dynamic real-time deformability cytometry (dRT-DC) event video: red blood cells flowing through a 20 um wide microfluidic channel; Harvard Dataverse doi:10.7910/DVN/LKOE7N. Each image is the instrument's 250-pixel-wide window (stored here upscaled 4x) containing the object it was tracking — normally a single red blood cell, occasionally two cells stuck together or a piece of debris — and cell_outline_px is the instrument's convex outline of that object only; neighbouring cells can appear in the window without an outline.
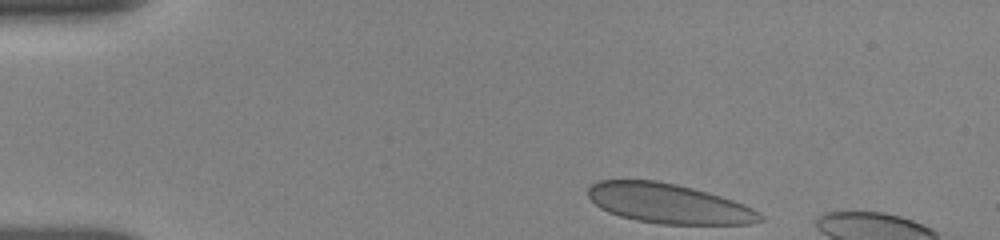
{"species": "human", "species_latin": "Homo sapiens", "temperature_condition": "room temperature", "stored_images_in_passage": 7, "camera_frame_rate_fps": 3000, "um_per_image_px": 0.085, "donor": {"sex": "female"}, "frame": {"image": 1, "passage_image": 1, "time_ms": 0.0, "image_size_px": [1000, 240], "cell_outline_px": [[764, 220], [748, 224], [660, 224], [636, 220], [620, 216], [608, 212], [600, 208], [588, 196], [588, 188], [596, 180], [656, 180], [676, 184], [708, 192], [744, 204], [760, 212], [764, 216]], "centroid_in_image_um": [56.84, 17.3], "position_along_channel_um": 28.2, "area_um2": 39.82}}